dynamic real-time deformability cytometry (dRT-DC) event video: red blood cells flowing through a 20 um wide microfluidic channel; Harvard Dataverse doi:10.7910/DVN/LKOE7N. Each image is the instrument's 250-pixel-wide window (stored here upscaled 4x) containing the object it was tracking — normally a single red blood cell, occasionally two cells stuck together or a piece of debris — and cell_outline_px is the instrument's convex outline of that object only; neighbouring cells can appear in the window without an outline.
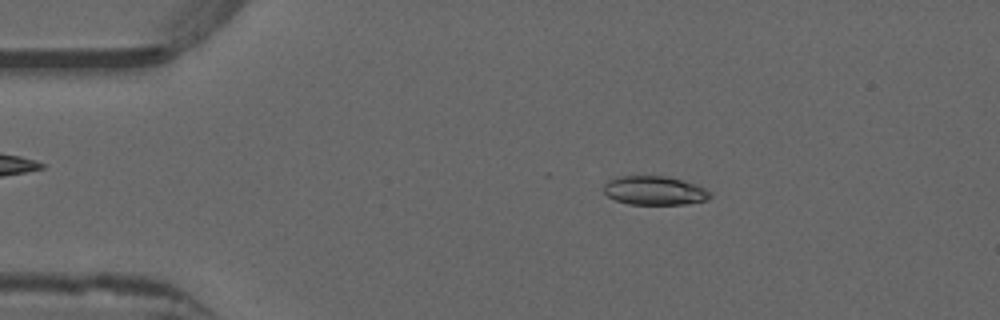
{"species": "common noctule bat (a hibernating species)", "species_latin": "Nyctalus noctula", "temperature_condition": "warm", "stored_images_in_passage": 49, "camera_frame_rate_fps": 3000, "um_per_image_px": 0.085, "animal": {"sex": "male", "forearm_length_mm": 52.5}, "frame": {"image": 1, "passage_image": 7, "time_ms": 2.0, "image_size_px": [1000, 320], "cell_outline_px": [[712, 196], [708, 200], [684, 204], [628, 204], [616, 200], [608, 196], [604, 192], [604, 184], [608, 180], [620, 176], [664, 176], [696, 184], [704, 188]], "centroid_in_image_um": [55.62, 16.2], "position_along_channel_um": 29.4, "area_um2": 17.74}}
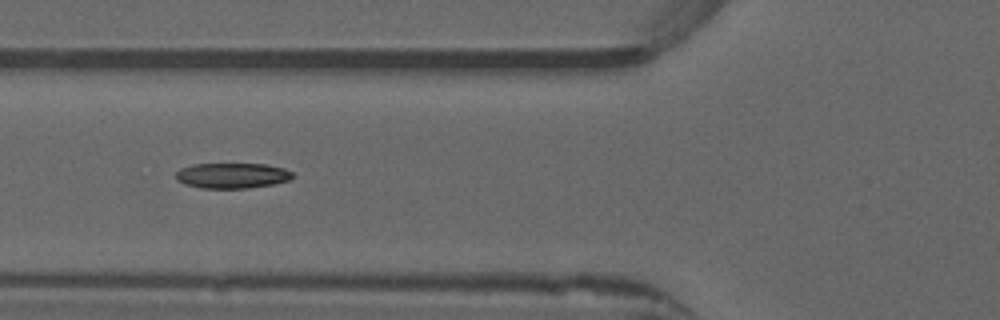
{"frame": {"image": 2, "passage_image": 17, "time_ms": 5.333, "image_size_px": [1000, 320], "cell_outline_px": [[292, 176], [288, 180], [272, 184], [248, 188], [200, 188], [184, 184], [176, 180], [176, 172], [180, 168], [192, 164], [268, 164], [284, 168], [292, 172]], "centroid_in_image_um": [19.69, 14.92], "position_along_channel_um": 106.1, "area_um2": 17.28}}
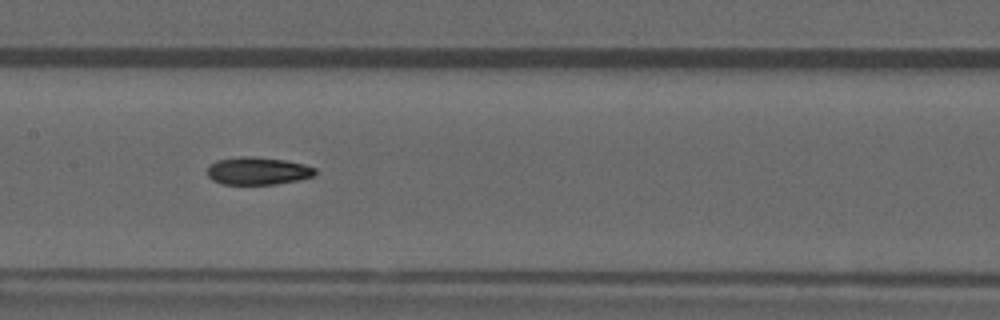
{"frame": {"image": 3, "passage_image": 23, "time_ms": 7.333, "image_size_px": [1000, 320], "cell_outline_px": [[316, 176], [276, 184], [220, 184], [212, 180], [208, 176], [208, 164], [216, 160], [240, 156], [252, 156], [284, 160], [304, 164], [316, 168]], "centroid_in_image_um": [21.89, 14.52], "position_along_channel_um": 185.5, "area_um2": 17.51}, "authors_computed_cell_mechanics": {"area_um2": 17.7446, "velocity_mm_per_s": 3.9534, "shape_relaxation_time_tau1_ms": null, "shape_relaxation_time_tau2_ms": 5.3389, "deformation_change_tau1": null, "deformation_change_tau2": 0.1202}}